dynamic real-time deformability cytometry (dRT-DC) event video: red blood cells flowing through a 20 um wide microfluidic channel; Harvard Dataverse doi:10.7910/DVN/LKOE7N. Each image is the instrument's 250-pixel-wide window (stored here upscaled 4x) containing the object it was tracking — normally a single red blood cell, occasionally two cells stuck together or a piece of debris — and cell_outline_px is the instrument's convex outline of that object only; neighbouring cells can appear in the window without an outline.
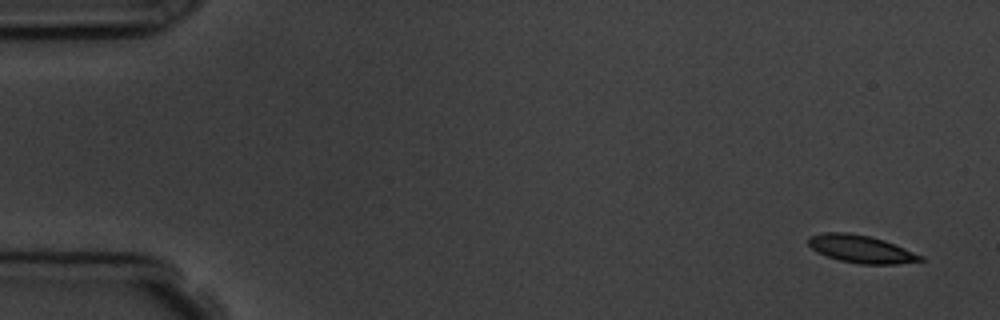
{"species": "common noctule bat (a hibernating species)", "species_latin": "Nyctalus noctula", "temperature_condition": "room temperature", "stored_images_in_passage": 5, "camera_frame_rate_fps": 3000, "um_per_image_px": 0.085, "animal": {"sex": "male", "body_mass_g": 19.5, "forearm_length_mm": 54.6}, "frame": {"image": 1, "passage_image": 1, "time_ms": 0.0, "image_size_px": [1000, 320], "cell_outline_px": [[924, 260], [896, 264], [860, 264], [840, 260], [816, 252], [808, 244], [808, 236], [824, 232], [848, 232], [868, 236], [884, 240], [924, 256]], "centroid_in_image_um": [73.17, 21.16], "position_along_channel_um": 11.8, "area_um2": 17.98}}
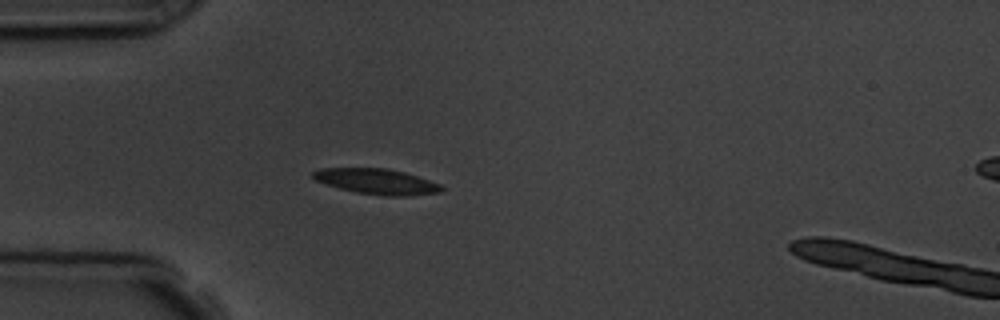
{"frame": {"image": 2, "passage_image": 4, "time_ms": 4.333, "image_size_px": [1000, 320], "cell_outline_px": [[444, 188], [440, 192], [404, 196], [384, 196], [356, 192], [340, 188], [316, 180], [312, 176], [312, 172], [320, 168], [388, 168], [404, 172], [440, 184]], "centroid_in_image_um": [32.02, 15.42], "position_along_channel_um": 53.0, "area_um2": 18.84}}